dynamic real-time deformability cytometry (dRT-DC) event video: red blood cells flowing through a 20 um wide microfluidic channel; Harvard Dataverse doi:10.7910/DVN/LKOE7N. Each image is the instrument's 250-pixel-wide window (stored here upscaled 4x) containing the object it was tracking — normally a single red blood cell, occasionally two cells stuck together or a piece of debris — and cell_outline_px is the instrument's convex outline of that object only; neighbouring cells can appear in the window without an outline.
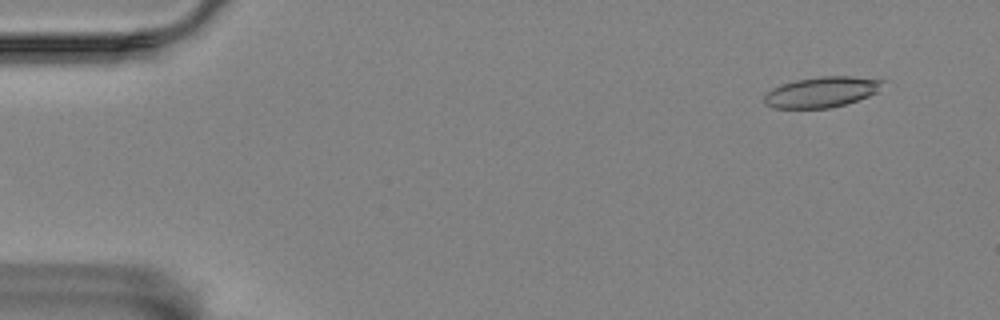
{"species": "Egyptian fruit bat (a non-hibernating species)", "species_latin": "Rousettus aegyptiacus", "temperature_condition": "room temperature", "stored_images_in_passage": 58, "camera_frame_rate_fps": 3000, "um_per_image_px": 0.085, "animal": {"sex": "female"}, "frame": {"image": 1, "passage_image": 5, "time_ms": 1.333, "image_size_px": [1000, 320], "cell_outline_px": [[884, 80], [876, 92], [868, 96], [832, 108], [772, 108], [764, 104], [764, 96], [772, 88], [780, 84], [796, 80], [820, 76], [852, 76]], "centroid_in_image_um": [69.78, 7.82], "position_along_channel_um": 15.2, "area_um2": 20.98}}
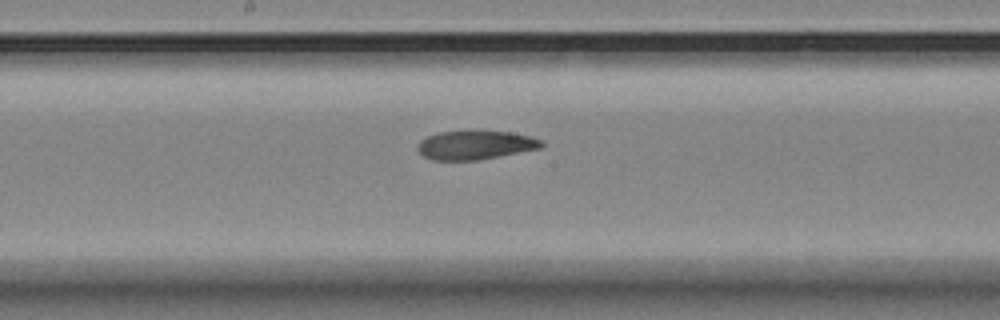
{"frame": {"image": 2, "passage_image": 31, "time_ms": 10.0, "image_size_px": [1000, 320], "cell_outline_px": [[544, 144], [540, 148], [476, 160], [432, 160], [424, 156], [416, 148], [416, 144], [420, 140], [436, 132], [468, 128], [512, 132], [532, 136], [544, 140]], "centroid_in_image_um": [40.38, 12.27], "position_along_channel_um": 207.8, "area_um2": 21.68}}
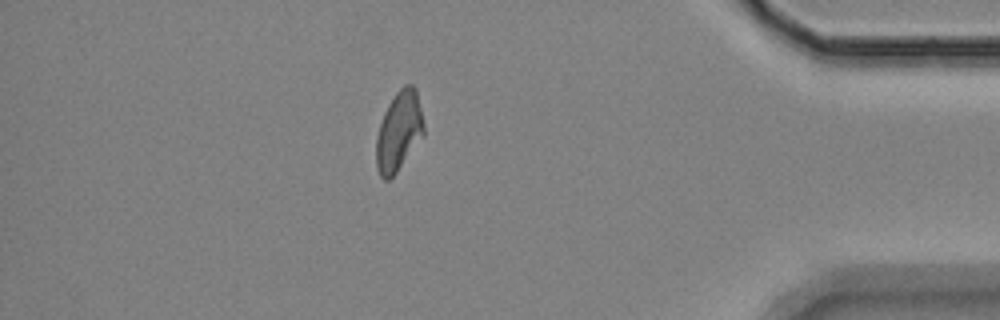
{"frame": {"image": 3, "passage_image": 51, "time_ms": 16.667, "image_size_px": [1000, 320], "cell_outline_px": [[424, 136], [396, 172], [388, 180], [384, 180], [380, 176], [376, 168], [376, 136], [384, 112], [388, 104], [396, 92], [404, 84], [412, 84], [416, 88], [424, 124]], "centroid_in_image_um": [33.9, 11.15], "position_along_channel_um": 401.3, "area_um2": 22.14}, "authors_computed_cell_mechanics": {"area_um2": 21.675, "velocity_mm_per_s": 3.4528, "shape_relaxation_time_tau1_ms": null, "shape_relaxation_time_tau2_ms": 5.0829, "deformation_change_tau1": null, "deformation_change_tau2": 0.1259}}